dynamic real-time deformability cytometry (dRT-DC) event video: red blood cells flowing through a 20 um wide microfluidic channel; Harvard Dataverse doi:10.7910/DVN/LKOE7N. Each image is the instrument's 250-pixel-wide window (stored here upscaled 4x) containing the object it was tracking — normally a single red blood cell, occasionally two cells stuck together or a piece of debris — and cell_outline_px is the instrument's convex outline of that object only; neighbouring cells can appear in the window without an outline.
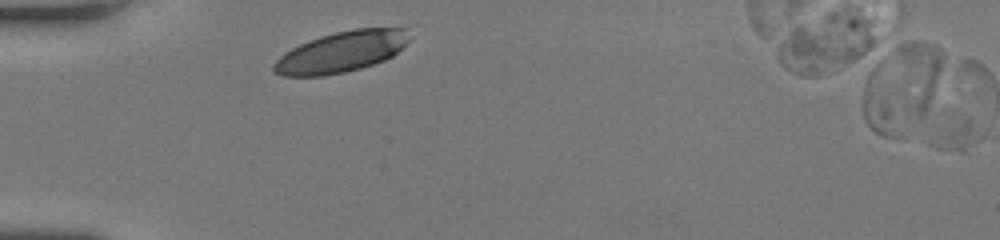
{"species": "human", "species_latin": "Homo sapiens", "temperature_condition": "room temperature", "stored_images_in_passage": 6, "camera_frame_rate_fps": 3000, "um_per_image_px": 0.085, "donor": {"sex": "female"}, "frame": {"image": 1, "passage_image": 5, "time_ms": 1.333, "image_size_px": [1000, 240], "cell_outline_px": [[408, 40], [392, 56], [384, 60], [360, 68], [344, 72], [324, 76], [284, 76], [272, 72], [272, 64], [284, 52], [308, 40], [320, 36], [336, 32], [356, 28], [404, 28]], "centroid_in_image_um": [28.93, 4.42], "position_along_channel_um": 56.1, "area_um2": 31.91}}